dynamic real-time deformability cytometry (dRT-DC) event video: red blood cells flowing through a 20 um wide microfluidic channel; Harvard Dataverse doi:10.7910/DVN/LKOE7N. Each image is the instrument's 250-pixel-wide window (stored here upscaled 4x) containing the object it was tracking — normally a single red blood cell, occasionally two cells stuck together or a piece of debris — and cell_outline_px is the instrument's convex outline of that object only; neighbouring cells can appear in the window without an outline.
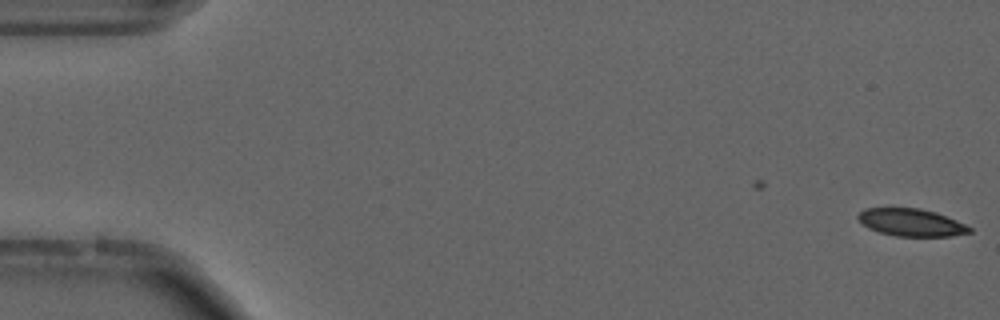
{"species": "common noctule bat (a hibernating species)", "species_latin": "Nyctalus noctula", "temperature_condition": "cold", "stored_images_in_passage": 8, "camera_frame_rate_fps": 3000, "um_per_image_px": 0.085, "animal": {"sex": "male", "forearm_length_mm": 52.5}, "frame": {"image": 1, "passage_image": 8, "time_ms": 2.333, "image_size_px": [1000, 320], "cell_outline_px": [[972, 232], [952, 236], [896, 236], [880, 232], [868, 228], [856, 216], [864, 208], [920, 208], [936, 212], [956, 220], [972, 228]], "centroid_in_image_um": [77.47, 18.9], "position_along_channel_um": 7.5, "area_um2": 17.74}}